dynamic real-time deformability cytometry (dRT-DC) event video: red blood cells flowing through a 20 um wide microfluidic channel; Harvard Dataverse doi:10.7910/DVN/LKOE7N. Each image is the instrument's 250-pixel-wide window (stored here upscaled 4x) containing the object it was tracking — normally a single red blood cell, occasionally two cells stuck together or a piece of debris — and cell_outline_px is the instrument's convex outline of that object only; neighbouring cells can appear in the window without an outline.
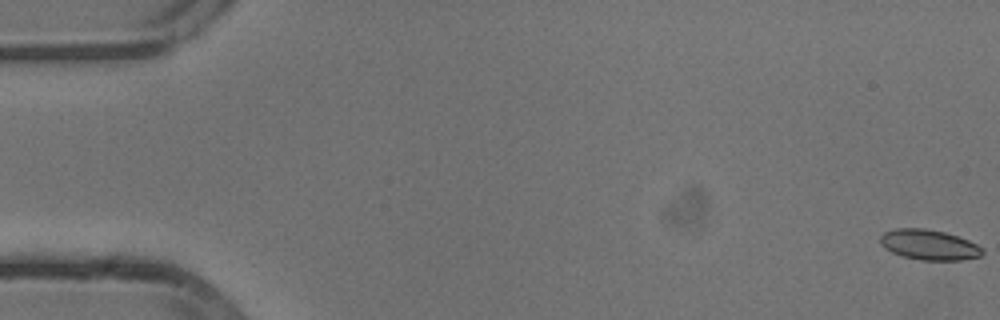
{"species": "common noctule bat (a hibernating species)", "species_latin": "Nyctalus noctula", "temperature_condition": "cold", "stored_images_in_passage": 18, "camera_frame_rate_fps": 3000, "um_per_image_px": 0.085, "animal": {"sex": "male", "body_mass_g": 13.3}, "frame": {"image": 1, "passage_image": 1, "time_ms": 0.0, "image_size_px": [1000, 320], "cell_outline_px": [[984, 252], [980, 256], [960, 260], [920, 260], [900, 256], [884, 248], [880, 244], [880, 236], [884, 232], [896, 228], [924, 228], [944, 232], [968, 240], [984, 248]], "centroid_in_image_um": [78.94, 20.81], "position_along_channel_um": 6.1, "area_um2": 18.09}}
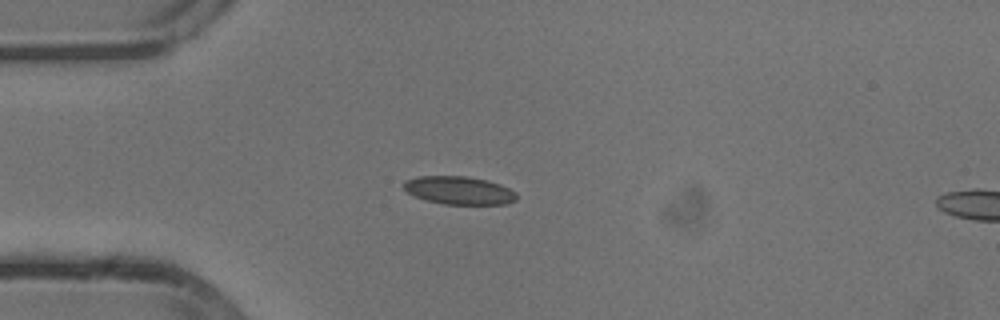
{"frame": {"image": 2, "passage_image": 15, "time_ms": 4.667, "image_size_px": [1000, 320], "cell_outline_px": [[516, 200], [508, 204], [444, 204], [428, 200], [416, 196], [408, 192], [404, 188], [404, 180], [416, 176], [464, 176], [488, 180], [500, 184], [516, 192]], "centroid_in_image_um": [39.04, 16.17], "position_along_channel_um": 46.0, "area_um2": 18.38}}